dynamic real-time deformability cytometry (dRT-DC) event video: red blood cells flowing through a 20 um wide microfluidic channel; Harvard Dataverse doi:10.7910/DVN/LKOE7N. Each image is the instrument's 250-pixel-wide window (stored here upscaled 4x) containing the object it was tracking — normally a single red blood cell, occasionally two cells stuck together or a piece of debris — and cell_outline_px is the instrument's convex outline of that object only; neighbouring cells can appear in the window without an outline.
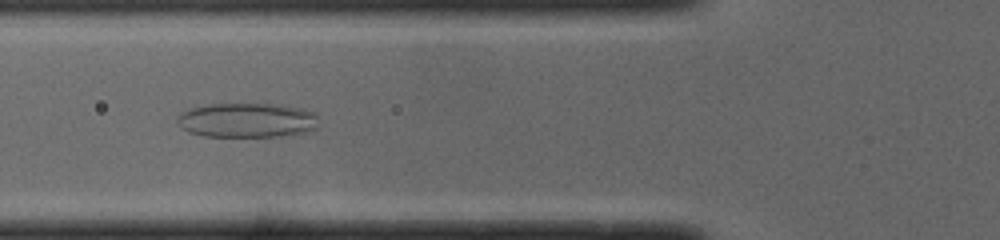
{"species": "common noctule bat (a hibernating species)", "species_latin": "Nyctalus noctula", "temperature_condition": "cold", "stored_images_in_passage": 51, "camera_frame_rate_fps": 3000, "um_per_image_px": 0.085, "animal": {"sex": "male", "body_mass_g": 19.0, "forearm_length_mm": 50.8}, "frame": {"image": 1, "passage_image": 18, "time_ms": 5.667, "image_size_px": [1000, 240], "cell_outline_px": [[316, 128], [304, 132], [280, 136], [204, 136], [188, 132], [176, 120], [184, 112], [192, 108], [208, 104], [280, 104], [300, 108], [312, 112], [316, 116]], "centroid_in_image_um": [21.0, 10.21], "position_along_channel_um": 104.8, "area_um2": 28.03}}
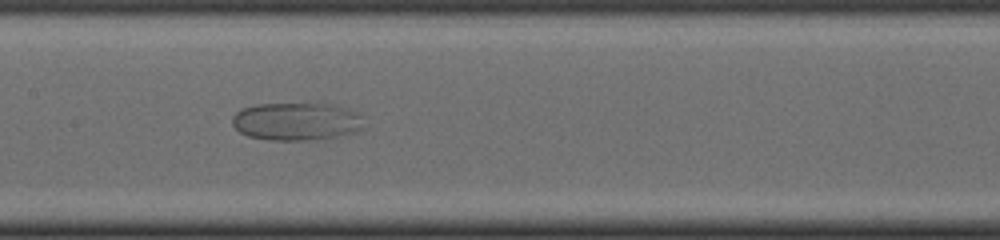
{"frame": {"image": 2, "passage_image": 24, "time_ms": 7.667, "image_size_px": [1000, 240], "cell_outline_px": [[360, 128], [352, 132], [336, 136], [308, 140], [272, 140], [248, 136], [240, 132], [232, 124], [232, 120], [236, 112], [240, 108], [256, 104], [316, 100], [336, 104], [352, 112], [356, 116]], "centroid_in_image_um": [25.08, 10.25], "position_along_channel_um": 182.3, "area_um2": 29.36}}
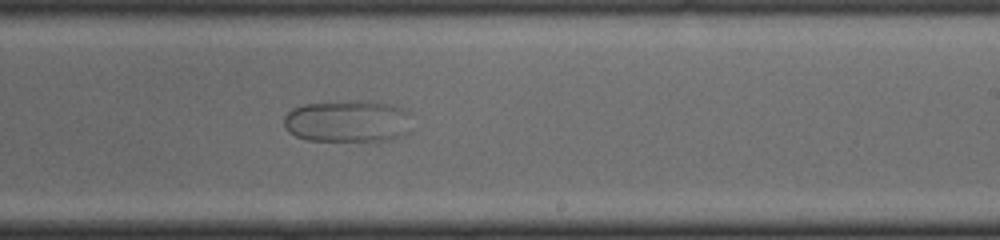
{"frame": {"image": 3, "passage_image": 30, "time_ms": 9.667, "image_size_px": [1000, 240], "cell_outline_px": [[412, 112], [408, 132], [404, 136], [376, 144], [308, 140], [296, 136], [288, 132], [284, 124], [284, 116], [292, 108], [304, 104], [348, 100], [360, 100], [388, 104]], "centroid_in_image_um": [29.6, 10.35], "position_along_channel_um": 259.4, "area_um2": 32.77}}